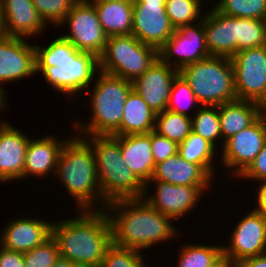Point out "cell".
Here are the masks:
<instances>
[{"label": "cell", "instance_id": "obj_1", "mask_svg": "<svg viewBox=\"0 0 266 267\" xmlns=\"http://www.w3.org/2000/svg\"><path fill=\"white\" fill-rule=\"evenodd\" d=\"M104 210L110 221L112 244L118 247L144 251L181 236L175 222L144 198L112 201Z\"/></svg>", "mask_w": 266, "mask_h": 267}, {"label": "cell", "instance_id": "obj_2", "mask_svg": "<svg viewBox=\"0 0 266 267\" xmlns=\"http://www.w3.org/2000/svg\"><path fill=\"white\" fill-rule=\"evenodd\" d=\"M35 62L36 74L41 72L47 85L70 100L87 91L100 71L97 55L77 50L60 35L46 47L35 44Z\"/></svg>", "mask_w": 266, "mask_h": 267}, {"label": "cell", "instance_id": "obj_3", "mask_svg": "<svg viewBox=\"0 0 266 267\" xmlns=\"http://www.w3.org/2000/svg\"><path fill=\"white\" fill-rule=\"evenodd\" d=\"M76 213L74 218L53 221L52 237L58 243L60 257L81 267H99L112 245L108 215L104 209Z\"/></svg>", "mask_w": 266, "mask_h": 267}, {"label": "cell", "instance_id": "obj_4", "mask_svg": "<svg viewBox=\"0 0 266 267\" xmlns=\"http://www.w3.org/2000/svg\"><path fill=\"white\" fill-rule=\"evenodd\" d=\"M63 145L55 173L77 210L104 209V197L96 173L91 144L77 133Z\"/></svg>", "mask_w": 266, "mask_h": 267}, {"label": "cell", "instance_id": "obj_5", "mask_svg": "<svg viewBox=\"0 0 266 267\" xmlns=\"http://www.w3.org/2000/svg\"><path fill=\"white\" fill-rule=\"evenodd\" d=\"M93 83L87 89L90 94L85 91L90 96L88 106L92 115L84 125L74 118L71 131L75 130L80 136L112 135L121 125L125 101L133 89L132 82L99 71Z\"/></svg>", "mask_w": 266, "mask_h": 267}, {"label": "cell", "instance_id": "obj_6", "mask_svg": "<svg viewBox=\"0 0 266 267\" xmlns=\"http://www.w3.org/2000/svg\"><path fill=\"white\" fill-rule=\"evenodd\" d=\"M92 147L96 173L107 203L119 199L143 198L145 185L122 159L119 135L83 136Z\"/></svg>", "mask_w": 266, "mask_h": 267}, {"label": "cell", "instance_id": "obj_7", "mask_svg": "<svg viewBox=\"0 0 266 267\" xmlns=\"http://www.w3.org/2000/svg\"><path fill=\"white\" fill-rule=\"evenodd\" d=\"M179 74L202 106H219L237 99L234 69L228 57L210 56L184 66Z\"/></svg>", "mask_w": 266, "mask_h": 267}, {"label": "cell", "instance_id": "obj_8", "mask_svg": "<svg viewBox=\"0 0 266 267\" xmlns=\"http://www.w3.org/2000/svg\"><path fill=\"white\" fill-rule=\"evenodd\" d=\"M158 50L143 44L135 36H110L99 56L100 71L133 82L157 59Z\"/></svg>", "mask_w": 266, "mask_h": 267}, {"label": "cell", "instance_id": "obj_9", "mask_svg": "<svg viewBox=\"0 0 266 267\" xmlns=\"http://www.w3.org/2000/svg\"><path fill=\"white\" fill-rule=\"evenodd\" d=\"M64 26H67L69 33L60 36L77 50L91 52L98 57L103 53L108 36L101 26L94 4L88 0H79L57 28Z\"/></svg>", "mask_w": 266, "mask_h": 267}, {"label": "cell", "instance_id": "obj_10", "mask_svg": "<svg viewBox=\"0 0 266 267\" xmlns=\"http://www.w3.org/2000/svg\"><path fill=\"white\" fill-rule=\"evenodd\" d=\"M230 60L237 99L257 102L266 109V45L240 50Z\"/></svg>", "mask_w": 266, "mask_h": 267}, {"label": "cell", "instance_id": "obj_11", "mask_svg": "<svg viewBox=\"0 0 266 267\" xmlns=\"http://www.w3.org/2000/svg\"><path fill=\"white\" fill-rule=\"evenodd\" d=\"M153 183H156L155 194H150L149 190L152 189L150 186L152 187ZM209 189L213 188L211 186L174 185L160 180H150L145 185L143 198L162 214L178 221L194 211L199 201H202L204 191H209Z\"/></svg>", "mask_w": 266, "mask_h": 267}, {"label": "cell", "instance_id": "obj_12", "mask_svg": "<svg viewBox=\"0 0 266 267\" xmlns=\"http://www.w3.org/2000/svg\"><path fill=\"white\" fill-rule=\"evenodd\" d=\"M266 141V111L248 128L229 138L220 149L222 166L236 179L249 167Z\"/></svg>", "mask_w": 266, "mask_h": 267}, {"label": "cell", "instance_id": "obj_13", "mask_svg": "<svg viewBox=\"0 0 266 267\" xmlns=\"http://www.w3.org/2000/svg\"><path fill=\"white\" fill-rule=\"evenodd\" d=\"M158 55L163 62L177 70L210 57L203 18L199 23L175 29L173 35L158 50Z\"/></svg>", "mask_w": 266, "mask_h": 267}, {"label": "cell", "instance_id": "obj_14", "mask_svg": "<svg viewBox=\"0 0 266 267\" xmlns=\"http://www.w3.org/2000/svg\"><path fill=\"white\" fill-rule=\"evenodd\" d=\"M230 233V241L222 246L223 255L233 263L266 253V215L251 209Z\"/></svg>", "mask_w": 266, "mask_h": 267}, {"label": "cell", "instance_id": "obj_15", "mask_svg": "<svg viewBox=\"0 0 266 267\" xmlns=\"http://www.w3.org/2000/svg\"><path fill=\"white\" fill-rule=\"evenodd\" d=\"M133 31L143 44L159 50L173 35L175 28L166 14L165 3L133 2Z\"/></svg>", "mask_w": 266, "mask_h": 267}, {"label": "cell", "instance_id": "obj_16", "mask_svg": "<svg viewBox=\"0 0 266 267\" xmlns=\"http://www.w3.org/2000/svg\"><path fill=\"white\" fill-rule=\"evenodd\" d=\"M179 70L158 58L132 86L155 113L167 110L174 79Z\"/></svg>", "mask_w": 266, "mask_h": 267}, {"label": "cell", "instance_id": "obj_17", "mask_svg": "<svg viewBox=\"0 0 266 267\" xmlns=\"http://www.w3.org/2000/svg\"><path fill=\"white\" fill-rule=\"evenodd\" d=\"M26 38H0V85L36 74L35 44Z\"/></svg>", "mask_w": 266, "mask_h": 267}, {"label": "cell", "instance_id": "obj_18", "mask_svg": "<svg viewBox=\"0 0 266 267\" xmlns=\"http://www.w3.org/2000/svg\"><path fill=\"white\" fill-rule=\"evenodd\" d=\"M53 221L20 217L9 221L1 230L0 246L7 250L26 252L45 243L52 237Z\"/></svg>", "mask_w": 266, "mask_h": 267}, {"label": "cell", "instance_id": "obj_19", "mask_svg": "<svg viewBox=\"0 0 266 267\" xmlns=\"http://www.w3.org/2000/svg\"><path fill=\"white\" fill-rule=\"evenodd\" d=\"M7 122L0 126V183L23 180L25 155L31 137Z\"/></svg>", "mask_w": 266, "mask_h": 267}, {"label": "cell", "instance_id": "obj_20", "mask_svg": "<svg viewBox=\"0 0 266 267\" xmlns=\"http://www.w3.org/2000/svg\"><path fill=\"white\" fill-rule=\"evenodd\" d=\"M206 47L211 56L231 58L237 53V18L224 15L213 6L203 16Z\"/></svg>", "mask_w": 266, "mask_h": 267}, {"label": "cell", "instance_id": "obj_21", "mask_svg": "<svg viewBox=\"0 0 266 267\" xmlns=\"http://www.w3.org/2000/svg\"><path fill=\"white\" fill-rule=\"evenodd\" d=\"M31 138L26 149L23 179L28 177L42 179L51 174L54 178L61 149L68 138L59 140L51 134L37 139L36 136Z\"/></svg>", "mask_w": 266, "mask_h": 267}, {"label": "cell", "instance_id": "obj_22", "mask_svg": "<svg viewBox=\"0 0 266 267\" xmlns=\"http://www.w3.org/2000/svg\"><path fill=\"white\" fill-rule=\"evenodd\" d=\"M6 35L27 38L40 35L47 25L31 0H2Z\"/></svg>", "mask_w": 266, "mask_h": 267}, {"label": "cell", "instance_id": "obj_23", "mask_svg": "<svg viewBox=\"0 0 266 267\" xmlns=\"http://www.w3.org/2000/svg\"><path fill=\"white\" fill-rule=\"evenodd\" d=\"M213 179L200 165L184 160L179 153L155 164L151 180L174 185L211 186ZM212 183V184H211Z\"/></svg>", "mask_w": 266, "mask_h": 267}, {"label": "cell", "instance_id": "obj_24", "mask_svg": "<svg viewBox=\"0 0 266 267\" xmlns=\"http://www.w3.org/2000/svg\"><path fill=\"white\" fill-rule=\"evenodd\" d=\"M122 159L136 177L146 185L154 172L155 162L151 151V132L119 136Z\"/></svg>", "mask_w": 266, "mask_h": 267}, {"label": "cell", "instance_id": "obj_25", "mask_svg": "<svg viewBox=\"0 0 266 267\" xmlns=\"http://www.w3.org/2000/svg\"><path fill=\"white\" fill-rule=\"evenodd\" d=\"M266 109L254 101L236 99L218 106L222 145L243 129L252 125Z\"/></svg>", "mask_w": 266, "mask_h": 267}, {"label": "cell", "instance_id": "obj_26", "mask_svg": "<svg viewBox=\"0 0 266 267\" xmlns=\"http://www.w3.org/2000/svg\"><path fill=\"white\" fill-rule=\"evenodd\" d=\"M155 121L156 114L132 89L125 101L121 125L112 135L147 134L155 130Z\"/></svg>", "mask_w": 266, "mask_h": 267}, {"label": "cell", "instance_id": "obj_27", "mask_svg": "<svg viewBox=\"0 0 266 267\" xmlns=\"http://www.w3.org/2000/svg\"><path fill=\"white\" fill-rule=\"evenodd\" d=\"M108 37L130 35L133 31V0L90 2Z\"/></svg>", "mask_w": 266, "mask_h": 267}, {"label": "cell", "instance_id": "obj_28", "mask_svg": "<svg viewBox=\"0 0 266 267\" xmlns=\"http://www.w3.org/2000/svg\"><path fill=\"white\" fill-rule=\"evenodd\" d=\"M217 150L210 142L191 131L190 135L178 145L180 156L191 163L200 165L212 178L216 175L215 159ZM216 155V157H215Z\"/></svg>", "mask_w": 266, "mask_h": 267}, {"label": "cell", "instance_id": "obj_29", "mask_svg": "<svg viewBox=\"0 0 266 267\" xmlns=\"http://www.w3.org/2000/svg\"><path fill=\"white\" fill-rule=\"evenodd\" d=\"M223 244L193 243L183 244L179 248L177 267H210L222 256Z\"/></svg>", "mask_w": 266, "mask_h": 267}, {"label": "cell", "instance_id": "obj_30", "mask_svg": "<svg viewBox=\"0 0 266 267\" xmlns=\"http://www.w3.org/2000/svg\"><path fill=\"white\" fill-rule=\"evenodd\" d=\"M155 131L180 145L191 133V117L165 110L156 114Z\"/></svg>", "mask_w": 266, "mask_h": 267}, {"label": "cell", "instance_id": "obj_31", "mask_svg": "<svg viewBox=\"0 0 266 267\" xmlns=\"http://www.w3.org/2000/svg\"><path fill=\"white\" fill-rule=\"evenodd\" d=\"M191 123L192 132L210 142L216 149L221 147L219 146L222 145V135L218 106H201L191 117Z\"/></svg>", "mask_w": 266, "mask_h": 267}, {"label": "cell", "instance_id": "obj_32", "mask_svg": "<svg viewBox=\"0 0 266 267\" xmlns=\"http://www.w3.org/2000/svg\"><path fill=\"white\" fill-rule=\"evenodd\" d=\"M203 0H166L165 10L171 25L177 29L202 21ZM202 6V7H201Z\"/></svg>", "mask_w": 266, "mask_h": 267}, {"label": "cell", "instance_id": "obj_33", "mask_svg": "<svg viewBox=\"0 0 266 267\" xmlns=\"http://www.w3.org/2000/svg\"><path fill=\"white\" fill-rule=\"evenodd\" d=\"M213 7L230 17L266 20V0H218Z\"/></svg>", "mask_w": 266, "mask_h": 267}, {"label": "cell", "instance_id": "obj_34", "mask_svg": "<svg viewBox=\"0 0 266 267\" xmlns=\"http://www.w3.org/2000/svg\"><path fill=\"white\" fill-rule=\"evenodd\" d=\"M266 45V20L237 18V52Z\"/></svg>", "mask_w": 266, "mask_h": 267}, {"label": "cell", "instance_id": "obj_35", "mask_svg": "<svg viewBox=\"0 0 266 267\" xmlns=\"http://www.w3.org/2000/svg\"><path fill=\"white\" fill-rule=\"evenodd\" d=\"M201 106L188 82L178 74L174 79L167 110L192 117ZM191 107L196 108L191 109L192 114L189 110Z\"/></svg>", "mask_w": 266, "mask_h": 267}, {"label": "cell", "instance_id": "obj_36", "mask_svg": "<svg viewBox=\"0 0 266 267\" xmlns=\"http://www.w3.org/2000/svg\"><path fill=\"white\" fill-rule=\"evenodd\" d=\"M143 251L122 248L112 244L105 253L99 267H149ZM145 261V262H144Z\"/></svg>", "mask_w": 266, "mask_h": 267}, {"label": "cell", "instance_id": "obj_37", "mask_svg": "<svg viewBox=\"0 0 266 267\" xmlns=\"http://www.w3.org/2000/svg\"><path fill=\"white\" fill-rule=\"evenodd\" d=\"M39 16L48 26L58 27L79 0H31ZM51 24V25H50ZM56 25V26H55Z\"/></svg>", "mask_w": 266, "mask_h": 267}, {"label": "cell", "instance_id": "obj_38", "mask_svg": "<svg viewBox=\"0 0 266 267\" xmlns=\"http://www.w3.org/2000/svg\"><path fill=\"white\" fill-rule=\"evenodd\" d=\"M59 257L58 243L51 237L42 245L23 253L24 267H52Z\"/></svg>", "mask_w": 266, "mask_h": 267}, {"label": "cell", "instance_id": "obj_39", "mask_svg": "<svg viewBox=\"0 0 266 267\" xmlns=\"http://www.w3.org/2000/svg\"><path fill=\"white\" fill-rule=\"evenodd\" d=\"M151 151L155 164L165 161L178 153V145L172 140L151 131Z\"/></svg>", "mask_w": 266, "mask_h": 267}, {"label": "cell", "instance_id": "obj_40", "mask_svg": "<svg viewBox=\"0 0 266 267\" xmlns=\"http://www.w3.org/2000/svg\"><path fill=\"white\" fill-rule=\"evenodd\" d=\"M241 180L249 179L256 182L266 180V141L262 150L256 156L249 167L238 177Z\"/></svg>", "mask_w": 266, "mask_h": 267}, {"label": "cell", "instance_id": "obj_41", "mask_svg": "<svg viewBox=\"0 0 266 267\" xmlns=\"http://www.w3.org/2000/svg\"><path fill=\"white\" fill-rule=\"evenodd\" d=\"M0 267H24L23 253L0 246Z\"/></svg>", "mask_w": 266, "mask_h": 267}, {"label": "cell", "instance_id": "obj_42", "mask_svg": "<svg viewBox=\"0 0 266 267\" xmlns=\"http://www.w3.org/2000/svg\"><path fill=\"white\" fill-rule=\"evenodd\" d=\"M258 182H256L258 187L256 188L257 195H255L257 196L255 197L257 204L253 210L266 215V180H261Z\"/></svg>", "mask_w": 266, "mask_h": 267}, {"label": "cell", "instance_id": "obj_43", "mask_svg": "<svg viewBox=\"0 0 266 267\" xmlns=\"http://www.w3.org/2000/svg\"><path fill=\"white\" fill-rule=\"evenodd\" d=\"M236 265L238 267H266V253L242 259Z\"/></svg>", "mask_w": 266, "mask_h": 267}, {"label": "cell", "instance_id": "obj_44", "mask_svg": "<svg viewBox=\"0 0 266 267\" xmlns=\"http://www.w3.org/2000/svg\"><path fill=\"white\" fill-rule=\"evenodd\" d=\"M3 87L4 86L0 85V113H2L1 111L7 108V105L9 106V104L6 103L7 98H5L6 97L5 95H7V93ZM0 117H1V114H0ZM0 121H1L0 126L8 122V120L7 121L2 120L1 118H0Z\"/></svg>", "mask_w": 266, "mask_h": 267}, {"label": "cell", "instance_id": "obj_45", "mask_svg": "<svg viewBox=\"0 0 266 267\" xmlns=\"http://www.w3.org/2000/svg\"><path fill=\"white\" fill-rule=\"evenodd\" d=\"M52 267H81L71 260L59 257Z\"/></svg>", "mask_w": 266, "mask_h": 267}, {"label": "cell", "instance_id": "obj_46", "mask_svg": "<svg viewBox=\"0 0 266 267\" xmlns=\"http://www.w3.org/2000/svg\"><path fill=\"white\" fill-rule=\"evenodd\" d=\"M235 263H233L229 258L226 256H222L216 263H214L210 267H233Z\"/></svg>", "mask_w": 266, "mask_h": 267}, {"label": "cell", "instance_id": "obj_47", "mask_svg": "<svg viewBox=\"0 0 266 267\" xmlns=\"http://www.w3.org/2000/svg\"><path fill=\"white\" fill-rule=\"evenodd\" d=\"M5 36H7L6 35V24H5V18H4L2 5L0 4V38H3Z\"/></svg>", "mask_w": 266, "mask_h": 267}, {"label": "cell", "instance_id": "obj_48", "mask_svg": "<svg viewBox=\"0 0 266 267\" xmlns=\"http://www.w3.org/2000/svg\"><path fill=\"white\" fill-rule=\"evenodd\" d=\"M133 2L166 3V0H133Z\"/></svg>", "mask_w": 266, "mask_h": 267}, {"label": "cell", "instance_id": "obj_49", "mask_svg": "<svg viewBox=\"0 0 266 267\" xmlns=\"http://www.w3.org/2000/svg\"><path fill=\"white\" fill-rule=\"evenodd\" d=\"M89 2H110V1H116V0H88Z\"/></svg>", "mask_w": 266, "mask_h": 267}]
</instances>
